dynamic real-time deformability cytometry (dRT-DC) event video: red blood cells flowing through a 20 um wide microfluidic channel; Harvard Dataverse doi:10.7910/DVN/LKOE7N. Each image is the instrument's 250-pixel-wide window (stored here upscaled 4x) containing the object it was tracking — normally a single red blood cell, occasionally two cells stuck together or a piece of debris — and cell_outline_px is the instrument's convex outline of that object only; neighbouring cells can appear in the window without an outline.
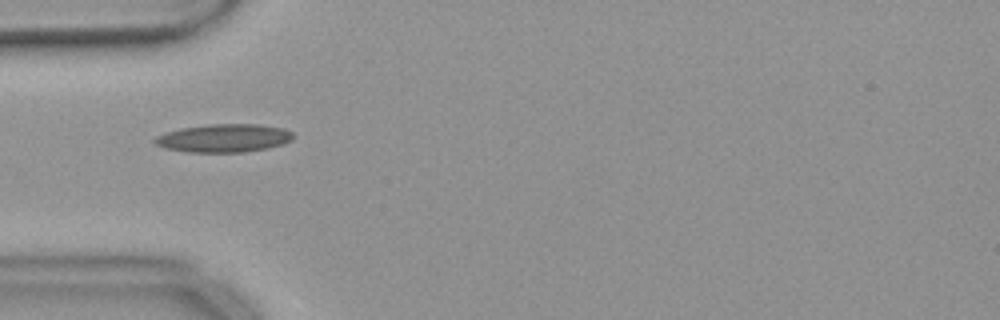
{"species": "common noctule bat (a hibernating species)", "species_latin": "Nyctalus noctula", "temperature_condition": "warm", "stored_images_in_passage": 40, "camera_frame_rate_fps": 3000, "um_per_image_px": 0.085, "animal": {"sex": "female", "body_mass_g": 18.4}, "frame": {"image": 1, "passage_image": 2, "time_ms": 0.333, "image_size_px": [1000, 320], "cell_outline_px": [[292, 140], [268, 148], [244, 152], [184, 152], [164, 148], [156, 144], [152, 140], [156, 136], [180, 128], [208, 124], [256, 124], [284, 128], [292, 132]], "centroid_in_image_um": [19.0, 11.74], "position_along_channel_um": 66.0, "area_um2": 22.72}}
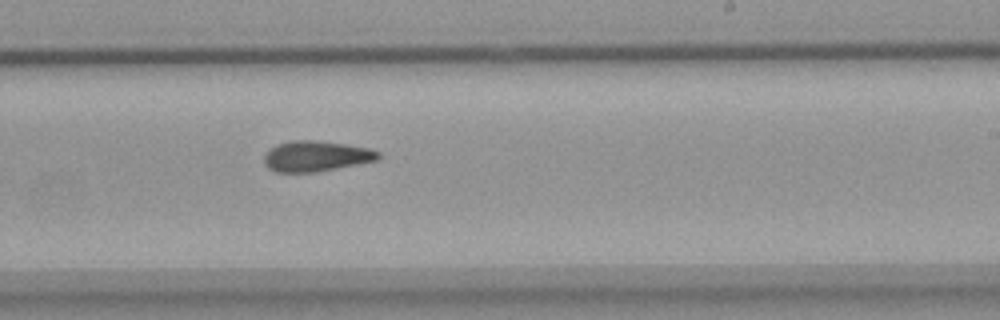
{"frame": {"image": 2, "passage_image": 18, "time_ms": 5.667, "image_size_px": [1000, 320], "cell_outline_px": [[380, 156], [376, 160], [316, 172], [276, 172], [268, 168], [264, 164], [264, 156], [276, 144], [292, 140], [316, 140], [344, 144], [368, 148], [380, 152]], "centroid_in_image_um": [26.83, 13.27], "position_along_channel_um": 262.2, "area_um2": 20.11}}
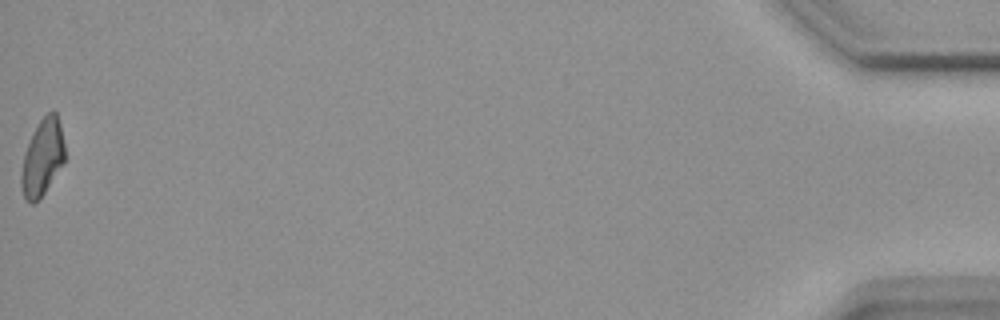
{"frame": {"image": 3, "passage_image": 40, "time_ms": 13.0, "image_size_px": [1000, 320], "cell_outline_px": [[64, 164], [40, 200], [32, 204], [24, 200], [20, 184], [20, 172], [24, 152], [40, 120], [48, 112], [56, 112], [60, 124], [64, 144]], "centroid_in_image_um": [3.59, 13.47], "position_along_channel_um": 431.6, "area_um2": 19.59}, "authors_computed_cell_mechanics": {"area_um2": 20.1144, "velocity_mm_per_s": 3.6888, "shape_relaxation_time_tau1_ms": null, "shape_relaxation_time_tau2_ms": 2.9832, "deformation_change_tau1": null, "deformation_change_tau2": 0.1106}}